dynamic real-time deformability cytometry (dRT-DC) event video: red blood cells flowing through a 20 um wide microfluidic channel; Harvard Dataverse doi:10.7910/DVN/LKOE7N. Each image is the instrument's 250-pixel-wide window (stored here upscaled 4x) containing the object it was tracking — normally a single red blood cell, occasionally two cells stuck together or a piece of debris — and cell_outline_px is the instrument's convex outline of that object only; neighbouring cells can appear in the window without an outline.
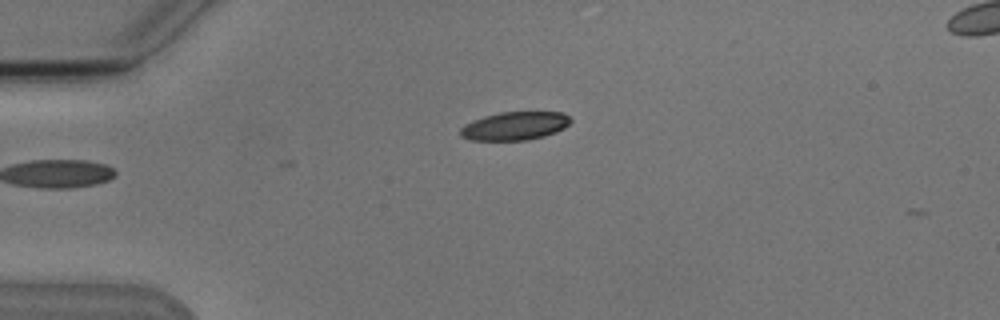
{"species": "Egyptian fruit bat (a non-hibernating species)", "species_latin": "Rousettus aegyptiacus", "temperature_condition": "cold", "stored_images_in_passage": 3, "camera_frame_rate_fps": 3000, "um_per_image_px": 0.085, "animal": {"sex": "male"}, "frame": {"image": 1, "passage_image": 3, "time_ms": 2.333, "image_size_px": [1000, 320], "cell_outline_px": [[572, 120], [564, 128], [556, 132], [544, 136], [524, 140], [472, 140], [460, 136], [460, 128], [464, 124], [472, 120], [484, 116], [500, 112], [564, 112]], "centroid_in_image_um": [43.74, 10.7], "position_along_channel_um": 41.3, "area_um2": 18.21}}